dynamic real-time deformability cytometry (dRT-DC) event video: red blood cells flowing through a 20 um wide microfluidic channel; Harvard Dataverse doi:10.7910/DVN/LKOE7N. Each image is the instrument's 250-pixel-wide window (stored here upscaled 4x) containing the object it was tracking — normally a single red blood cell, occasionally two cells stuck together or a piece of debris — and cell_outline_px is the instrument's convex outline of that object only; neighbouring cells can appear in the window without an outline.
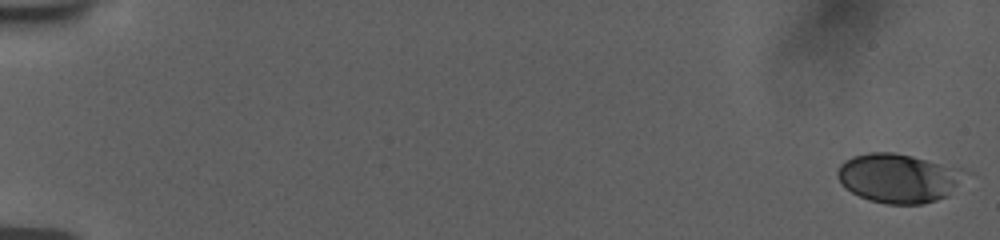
{"species": "human", "species_latin": "Homo sapiens", "temperature_condition": "room temperature", "stored_images_in_passage": 56, "camera_frame_rate_fps": 3000, "um_per_image_px": 0.085, "donor": {"sex": "female"}, "frame": {"image": 1, "passage_image": 1, "time_ms": 0.0, "image_size_px": [1000, 240], "cell_outline_px": [[976, 176], [948, 196], [936, 200], [920, 204], [888, 204], [868, 200], [844, 188], [836, 176], [836, 172], [840, 164], [844, 160], [852, 156], [868, 152], [892, 152], [912, 156], [964, 168], [972, 172]], "centroid_in_image_um": [76.52, 15.13], "position_along_channel_um": 8.5, "area_um2": 37.86}}
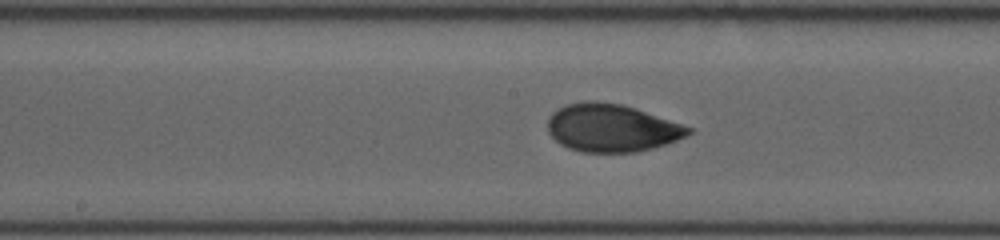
{"frame": {"image": 2, "passage_image": 31, "time_ms": 10.0, "image_size_px": [1000, 240], "cell_outline_px": [[692, 132], [676, 140], [652, 148], [636, 152], [580, 152], [568, 148], [560, 144], [548, 132], [548, 116], [552, 112], [568, 104], [584, 100], [596, 100], [620, 104], [636, 108], [692, 128]], "centroid_in_image_um": [51.95, 10.87], "position_along_channel_um": 196.3, "area_um2": 39.02}}
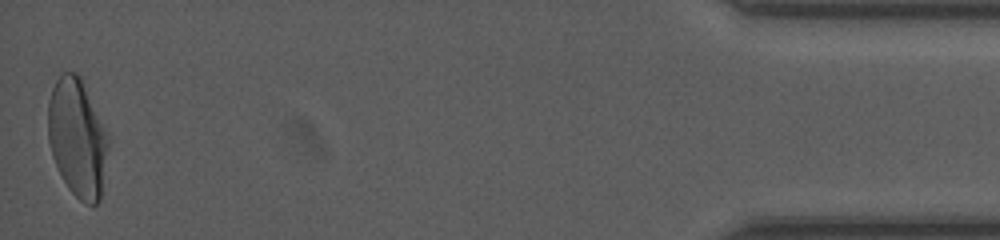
{"frame": {"image": 3, "passage_image": 56, "time_ms": 18.333, "image_size_px": [1000, 240], "cell_outline_px": [[108, 148], [100, 200], [96, 204], [88, 204], [80, 200], [68, 188], [52, 156], [48, 140], [48, 100], [52, 88], [56, 80], [64, 72], [76, 72], [80, 76], [108, 136]], "centroid_in_image_um": [6.56, 11.72], "position_along_channel_um": 428.6, "area_um2": 40.98}, "authors_computed_cell_mechanics": {"area_um2": 37.9168, "velocity_mm_per_s": 3.7362, "shape_relaxation_time_tau1_ms": 5.0255, "shape_relaxation_time_tau2_ms": 0.9317, "deformation_change_tau1": 0.1861, "deformation_change_tau2": 0.048}}